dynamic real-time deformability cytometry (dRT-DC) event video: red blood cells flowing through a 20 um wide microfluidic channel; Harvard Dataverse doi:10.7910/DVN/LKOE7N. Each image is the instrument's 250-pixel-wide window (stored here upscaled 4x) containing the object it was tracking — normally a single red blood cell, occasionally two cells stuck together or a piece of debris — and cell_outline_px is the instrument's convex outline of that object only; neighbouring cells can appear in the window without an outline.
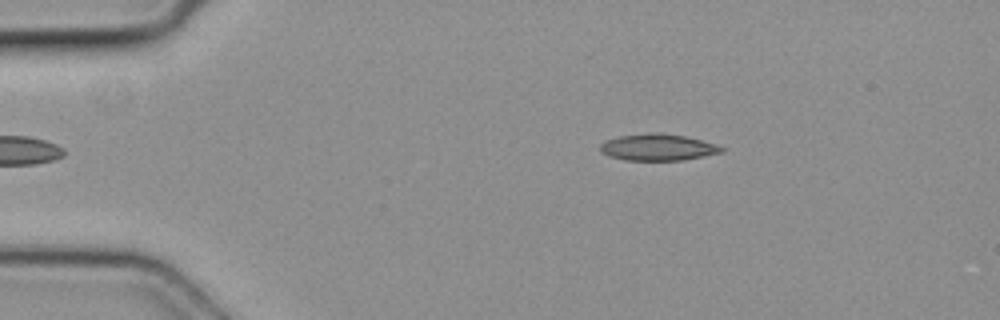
{"species": "common noctule bat (a hibernating species)", "species_latin": "Nyctalus noctula", "temperature_condition": "cold", "stored_images_in_passage": 5, "camera_frame_rate_fps": 3000, "um_per_image_px": 0.085, "animal": {"sex": "female", "body_mass_g": 19.3, "forearm_length_mm": 54.1}, "frame": {"image": 1, "passage_image": 5, "time_ms": 1.333, "image_size_px": [1000, 320], "cell_outline_px": [[724, 152], [680, 160], [624, 160], [608, 156], [600, 152], [600, 144], [604, 140], [620, 136], [656, 132], [684, 136], [716, 144], [724, 148]], "centroid_in_image_um": [55.87, 12.52], "position_along_channel_um": 29.1, "area_um2": 18.67}}